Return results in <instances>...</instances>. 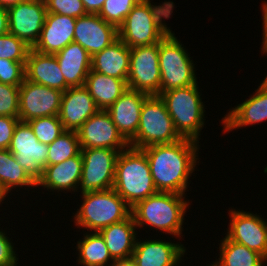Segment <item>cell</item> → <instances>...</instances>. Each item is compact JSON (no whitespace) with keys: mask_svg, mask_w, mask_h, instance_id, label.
<instances>
[{"mask_svg":"<svg viewBox=\"0 0 267 266\" xmlns=\"http://www.w3.org/2000/svg\"><path fill=\"white\" fill-rule=\"evenodd\" d=\"M182 139L160 96L150 95L143 102L136 135L130 147L142 149L156 144H169Z\"/></svg>","mask_w":267,"mask_h":266,"instance_id":"obj_7","label":"cell"},{"mask_svg":"<svg viewBox=\"0 0 267 266\" xmlns=\"http://www.w3.org/2000/svg\"><path fill=\"white\" fill-rule=\"evenodd\" d=\"M0 182L8 193L18 187H37L36 181L21 167L8 149H0Z\"/></svg>","mask_w":267,"mask_h":266,"instance_id":"obj_30","label":"cell"},{"mask_svg":"<svg viewBox=\"0 0 267 266\" xmlns=\"http://www.w3.org/2000/svg\"><path fill=\"white\" fill-rule=\"evenodd\" d=\"M113 189L132 208L157 191L147 156L142 149L128 147L116 161Z\"/></svg>","mask_w":267,"mask_h":266,"instance_id":"obj_4","label":"cell"},{"mask_svg":"<svg viewBox=\"0 0 267 266\" xmlns=\"http://www.w3.org/2000/svg\"><path fill=\"white\" fill-rule=\"evenodd\" d=\"M226 236L236 243L245 245L267 259V221L257 213L231 209Z\"/></svg>","mask_w":267,"mask_h":266,"instance_id":"obj_15","label":"cell"},{"mask_svg":"<svg viewBox=\"0 0 267 266\" xmlns=\"http://www.w3.org/2000/svg\"><path fill=\"white\" fill-rule=\"evenodd\" d=\"M219 250L220 256L212 266H264L267 263L264 256L227 236L221 240Z\"/></svg>","mask_w":267,"mask_h":266,"instance_id":"obj_28","label":"cell"},{"mask_svg":"<svg viewBox=\"0 0 267 266\" xmlns=\"http://www.w3.org/2000/svg\"><path fill=\"white\" fill-rule=\"evenodd\" d=\"M19 118L0 116V149H8Z\"/></svg>","mask_w":267,"mask_h":266,"instance_id":"obj_39","label":"cell"},{"mask_svg":"<svg viewBox=\"0 0 267 266\" xmlns=\"http://www.w3.org/2000/svg\"><path fill=\"white\" fill-rule=\"evenodd\" d=\"M19 88L0 82V116L19 118Z\"/></svg>","mask_w":267,"mask_h":266,"instance_id":"obj_35","label":"cell"},{"mask_svg":"<svg viewBox=\"0 0 267 266\" xmlns=\"http://www.w3.org/2000/svg\"><path fill=\"white\" fill-rule=\"evenodd\" d=\"M185 253L186 248L181 243L171 240L136 239L131 261L135 266H178Z\"/></svg>","mask_w":267,"mask_h":266,"instance_id":"obj_17","label":"cell"},{"mask_svg":"<svg viewBox=\"0 0 267 266\" xmlns=\"http://www.w3.org/2000/svg\"><path fill=\"white\" fill-rule=\"evenodd\" d=\"M119 153L110 148L81 149L83 164L78 186L81 194L113 189Z\"/></svg>","mask_w":267,"mask_h":266,"instance_id":"obj_9","label":"cell"},{"mask_svg":"<svg viewBox=\"0 0 267 266\" xmlns=\"http://www.w3.org/2000/svg\"><path fill=\"white\" fill-rule=\"evenodd\" d=\"M198 83L161 93L175 129L182 138L199 142L200 132L205 124V105Z\"/></svg>","mask_w":267,"mask_h":266,"instance_id":"obj_6","label":"cell"},{"mask_svg":"<svg viewBox=\"0 0 267 266\" xmlns=\"http://www.w3.org/2000/svg\"><path fill=\"white\" fill-rule=\"evenodd\" d=\"M185 195L173 192L158 191L131 208V215L137 228L148 225L180 238L183 231L184 216L189 200Z\"/></svg>","mask_w":267,"mask_h":266,"instance_id":"obj_3","label":"cell"},{"mask_svg":"<svg viewBox=\"0 0 267 266\" xmlns=\"http://www.w3.org/2000/svg\"><path fill=\"white\" fill-rule=\"evenodd\" d=\"M99 109L84 87H69L62 94L58 117L65 130L77 131Z\"/></svg>","mask_w":267,"mask_h":266,"instance_id":"obj_18","label":"cell"},{"mask_svg":"<svg viewBox=\"0 0 267 266\" xmlns=\"http://www.w3.org/2000/svg\"><path fill=\"white\" fill-rule=\"evenodd\" d=\"M149 95L128 88L106 111L129 142L137 133L143 102Z\"/></svg>","mask_w":267,"mask_h":266,"instance_id":"obj_19","label":"cell"},{"mask_svg":"<svg viewBox=\"0 0 267 266\" xmlns=\"http://www.w3.org/2000/svg\"><path fill=\"white\" fill-rule=\"evenodd\" d=\"M77 134L81 149L110 148L121 152L130 146L106 110H98L90 116Z\"/></svg>","mask_w":267,"mask_h":266,"instance_id":"obj_13","label":"cell"},{"mask_svg":"<svg viewBox=\"0 0 267 266\" xmlns=\"http://www.w3.org/2000/svg\"><path fill=\"white\" fill-rule=\"evenodd\" d=\"M7 194H8V192L4 189L3 185L0 182V204H1V202L3 203Z\"/></svg>","mask_w":267,"mask_h":266,"instance_id":"obj_44","label":"cell"},{"mask_svg":"<svg viewBox=\"0 0 267 266\" xmlns=\"http://www.w3.org/2000/svg\"><path fill=\"white\" fill-rule=\"evenodd\" d=\"M84 87L99 110H107L126 90L127 79H118L90 70Z\"/></svg>","mask_w":267,"mask_h":266,"instance_id":"obj_27","label":"cell"},{"mask_svg":"<svg viewBox=\"0 0 267 266\" xmlns=\"http://www.w3.org/2000/svg\"><path fill=\"white\" fill-rule=\"evenodd\" d=\"M139 1L141 0H105L98 15L118 29Z\"/></svg>","mask_w":267,"mask_h":266,"instance_id":"obj_33","label":"cell"},{"mask_svg":"<svg viewBox=\"0 0 267 266\" xmlns=\"http://www.w3.org/2000/svg\"><path fill=\"white\" fill-rule=\"evenodd\" d=\"M28 123L38 141L44 144H51L65 131L58 116L34 118Z\"/></svg>","mask_w":267,"mask_h":266,"instance_id":"obj_32","label":"cell"},{"mask_svg":"<svg viewBox=\"0 0 267 266\" xmlns=\"http://www.w3.org/2000/svg\"><path fill=\"white\" fill-rule=\"evenodd\" d=\"M23 1H26V0H0V6L5 7V8H9V7L16 5V4L23 2Z\"/></svg>","mask_w":267,"mask_h":266,"instance_id":"obj_43","label":"cell"},{"mask_svg":"<svg viewBox=\"0 0 267 266\" xmlns=\"http://www.w3.org/2000/svg\"><path fill=\"white\" fill-rule=\"evenodd\" d=\"M8 150L37 182L47 166L48 144L38 141L28 122H18Z\"/></svg>","mask_w":267,"mask_h":266,"instance_id":"obj_11","label":"cell"},{"mask_svg":"<svg viewBox=\"0 0 267 266\" xmlns=\"http://www.w3.org/2000/svg\"><path fill=\"white\" fill-rule=\"evenodd\" d=\"M81 198L82 205L74 214V222L77 228L88 232H99L131 215V207L114 189L82 193Z\"/></svg>","mask_w":267,"mask_h":266,"instance_id":"obj_5","label":"cell"},{"mask_svg":"<svg viewBox=\"0 0 267 266\" xmlns=\"http://www.w3.org/2000/svg\"><path fill=\"white\" fill-rule=\"evenodd\" d=\"M130 48L118 37L108 47L92 56L91 70L118 79L129 75Z\"/></svg>","mask_w":267,"mask_h":266,"instance_id":"obj_26","label":"cell"},{"mask_svg":"<svg viewBox=\"0 0 267 266\" xmlns=\"http://www.w3.org/2000/svg\"><path fill=\"white\" fill-rule=\"evenodd\" d=\"M249 97L224 115L223 133L267 121V88L260 84L253 96Z\"/></svg>","mask_w":267,"mask_h":266,"instance_id":"obj_21","label":"cell"},{"mask_svg":"<svg viewBox=\"0 0 267 266\" xmlns=\"http://www.w3.org/2000/svg\"><path fill=\"white\" fill-rule=\"evenodd\" d=\"M114 266H135V264L130 260V261L116 262Z\"/></svg>","mask_w":267,"mask_h":266,"instance_id":"obj_45","label":"cell"},{"mask_svg":"<svg viewBox=\"0 0 267 266\" xmlns=\"http://www.w3.org/2000/svg\"><path fill=\"white\" fill-rule=\"evenodd\" d=\"M25 63L0 59V82L20 86L25 80Z\"/></svg>","mask_w":267,"mask_h":266,"instance_id":"obj_36","label":"cell"},{"mask_svg":"<svg viewBox=\"0 0 267 266\" xmlns=\"http://www.w3.org/2000/svg\"><path fill=\"white\" fill-rule=\"evenodd\" d=\"M29 50L30 47L13 34L0 36V59L26 62Z\"/></svg>","mask_w":267,"mask_h":266,"instance_id":"obj_34","label":"cell"},{"mask_svg":"<svg viewBox=\"0 0 267 266\" xmlns=\"http://www.w3.org/2000/svg\"><path fill=\"white\" fill-rule=\"evenodd\" d=\"M80 152L77 131L65 130L54 142L48 144L47 166L62 163Z\"/></svg>","mask_w":267,"mask_h":266,"instance_id":"obj_31","label":"cell"},{"mask_svg":"<svg viewBox=\"0 0 267 266\" xmlns=\"http://www.w3.org/2000/svg\"><path fill=\"white\" fill-rule=\"evenodd\" d=\"M66 84L69 87L84 86L91 70L90 54L78 43H69L64 49L55 53Z\"/></svg>","mask_w":267,"mask_h":266,"instance_id":"obj_25","label":"cell"},{"mask_svg":"<svg viewBox=\"0 0 267 266\" xmlns=\"http://www.w3.org/2000/svg\"><path fill=\"white\" fill-rule=\"evenodd\" d=\"M194 65L183 44L170 30L159 42L160 94L197 84Z\"/></svg>","mask_w":267,"mask_h":266,"instance_id":"obj_8","label":"cell"},{"mask_svg":"<svg viewBox=\"0 0 267 266\" xmlns=\"http://www.w3.org/2000/svg\"><path fill=\"white\" fill-rule=\"evenodd\" d=\"M25 79L65 92L66 84L55 54H44L30 48L25 63Z\"/></svg>","mask_w":267,"mask_h":266,"instance_id":"obj_22","label":"cell"},{"mask_svg":"<svg viewBox=\"0 0 267 266\" xmlns=\"http://www.w3.org/2000/svg\"><path fill=\"white\" fill-rule=\"evenodd\" d=\"M262 53L267 54V52H262ZM261 84H263L267 88V76L264 78Z\"/></svg>","mask_w":267,"mask_h":266,"instance_id":"obj_46","label":"cell"},{"mask_svg":"<svg viewBox=\"0 0 267 266\" xmlns=\"http://www.w3.org/2000/svg\"><path fill=\"white\" fill-rule=\"evenodd\" d=\"M118 38V29L98 14L87 13L76 18L74 41L92 57Z\"/></svg>","mask_w":267,"mask_h":266,"instance_id":"obj_16","label":"cell"},{"mask_svg":"<svg viewBox=\"0 0 267 266\" xmlns=\"http://www.w3.org/2000/svg\"><path fill=\"white\" fill-rule=\"evenodd\" d=\"M6 234L4 230H0V266H17L19 258L13 242Z\"/></svg>","mask_w":267,"mask_h":266,"instance_id":"obj_38","label":"cell"},{"mask_svg":"<svg viewBox=\"0 0 267 266\" xmlns=\"http://www.w3.org/2000/svg\"><path fill=\"white\" fill-rule=\"evenodd\" d=\"M9 33V20L7 8L0 6V36Z\"/></svg>","mask_w":267,"mask_h":266,"instance_id":"obj_42","label":"cell"},{"mask_svg":"<svg viewBox=\"0 0 267 266\" xmlns=\"http://www.w3.org/2000/svg\"><path fill=\"white\" fill-rule=\"evenodd\" d=\"M47 13L79 18L87 14L81 0H44Z\"/></svg>","mask_w":267,"mask_h":266,"instance_id":"obj_37","label":"cell"},{"mask_svg":"<svg viewBox=\"0 0 267 266\" xmlns=\"http://www.w3.org/2000/svg\"><path fill=\"white\" fill-rule=\"evenodd\" d=\"M173 1L160 5L151 0L139 1L118 28V37L129 47L159 43L169 32L163 19H169L174 9Z\"/></svg>","mask_w":267,"mask_h":266,"instance_id":"obj_2","label":"cell"},{"mask_svg":"<svg viewBox=\"0 0 267 266\" xmlns=\"http://www.w3.org/2000/svg\"><path fill=\"white\" fill-rule=\"evenodd\" d=\"M136 229L137 226L132 215H130L127 219L111 224L99 231L105 240L109 254L115 262L131 260L137 239Z\"/></svg>","mask_w":267,"mask_h":266,"instance_id":"obj_24","label":"cell"},{"mask_svg":"<svg viewBox=\"0 0 267 266\" xmlns=\"http://www.w3.org/2000/svg\"><path fill=\"white\" fill-rule=\"evenodd\" d=\"M9 33L30 48L38 41L47 10L43 0H26L7 8Z\"/></svg>","mask_w":267,"mask_h":266,"instance_id":"obj_14","label":"cell"},{"mask_svg":"<svg viewBox=\"0 0 267 266\" xmlns=\"http://www.w3.org/2000/svg\"><path fill=\"white\" fill-rule=\"evenodd\" d=\"M182 138L169 144H156L142 148L147 156L150 172L157 191L184 195L188 179L199 165V144Z\"/></svg>","mask_w":267,"mask_h":266,"instance_id":"obj_1","label":"cell"},{"mask_svg":"<svg viewBox=\"0 0 267 266\" xmlns=\"http://www.w3.org/2000/svg\"><path fill=\"white\" fill-rule=\"evenodd\" d=\"M76 18L47 13L40 37L32 49L55 54L74 41Z\"/></svg>","mask_w":267,"mask_h":266,"instance_id":"obj_20","label":"cell"},{"mask_svg":"<svg viewBox=\"0 0 267 266\" xmlns=\"http://www.w3.org/2000/svg\"><path fill=\"white\" fill-rule=\"evenodd\" d=\"M63 92L24 80L19 88V120L58 116Z\"/></svg>","mask_w":267,"mask_h":266,"instance_id":"obj_12","label":"cell"},{"mask_svg":"<svg viewBox=\"0 0 267 266\" xmlns=\"http://www.w3.org/2000/svg\"><path fill=\"white\" fill-rule=\"evenodd\" d=\"M87 13L98 14L105 0H81Z\"/></svg>","mask_w":267,"mask_h":266,"instance_id":"obj_40","label":"cell"},{"mask_svg":"<svg viewBox=\"0 0 267 266\" xmlns=\"http://www.w3.org/2000/svg\"><path fill=\"white\" fill-rule=\"evenodd\" d=\"M159 43L130 48L128 88L160 95Z\"/></svg>","mask_w":267,"mask_h":266,"instance_id":"obj_10","label":"cell"},{"mask_svg":"<svg viewBox=\"0 0 267 266\" xmlns=\"http://www.w3.org/2000/svg\"><path fill=\"white\" fill-rule=\"evenodd\" d=\"M83 158L81 152L74 157L51 166H46L41 177L37 180L36 186H42L47 191L57 193L59 191L77 192L82 174ZM49 189V190H48Z\"/></svg>","mask_w":267,"mask_h":266,"instance_id":"obj_23","label":"cell"},{"mask_svg":"<svg viewBox=\"0 0 267 266\" xmlns=\"http://www.w3.org/2000/svg\"><path fill=\"white\" fill-rule=\"evenodd\" d=\"M83 240L77 242L79 265L83 266H114L116 263L109 254L104 238L99 232H86ZM111 262L110 264H108Z\"/></svg>","mask_w":267,"mask_h":266,"instance_id":"obj_29","label":"cell"},{"mask_svg":"<svg viewBox=\"0 0 267 266\" xmlns=\"http://www.w3.org/2000/svg\"><path fill=\"white\" fill-rule=\"evenodd\" d=\"M262 19H263V37H262V48L261 51L262 52H267V1H264L262 4Z\"/></svg>","mask_w":267,"mask_h":266,"instance_id":"obj_41","label":"cell"}]
</instances>
